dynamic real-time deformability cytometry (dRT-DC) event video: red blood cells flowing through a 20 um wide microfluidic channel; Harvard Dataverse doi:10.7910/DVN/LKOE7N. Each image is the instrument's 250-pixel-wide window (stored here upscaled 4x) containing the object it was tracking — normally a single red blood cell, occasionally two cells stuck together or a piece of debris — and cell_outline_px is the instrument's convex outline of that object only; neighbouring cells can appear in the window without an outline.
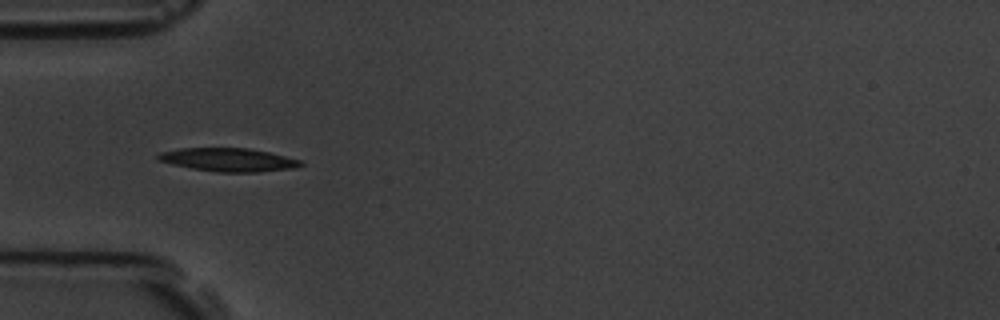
{"species": "common noctule bat (a hibernating species)", "species_latin": "Nyctalus noctula", "temperature_condition": "room temperature", "stored_images_in_passage": 6, "camera_frame_rate_fps": 3000, "um_per_image_px": 0.085, "animal": {"sex": "male", "body_mass_g": 19.5, "forearm_length_mm": 54.6}, "frame": {"image": 1, "passage_image": 2, "time_ms": 2.0, "image_size_px": [1000, 320], "cell_outline_px": [[304, 164], [292, 168], [256, 172], [216, 172], [192, 168], [172, 164], [156, 160], [156, 156], [160, 152], [180, 148], [248, 148], [268, 152], [304, 160]], "centroid_in_image_um": [19.41, 13.57], "position_along_channel_um": 65.6, "area_um2": 19.42}}
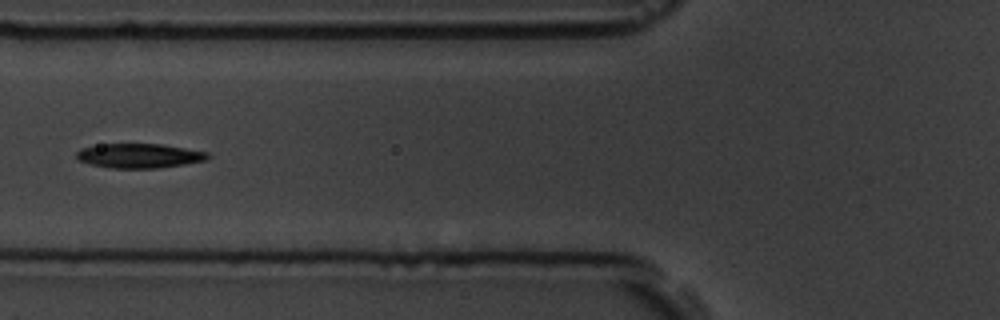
{"frame": {"image": 2, "passage_image": 3, "time_ms": 3.333, "image_size_px": [1000, 320], "cell_outline_px": [[212, 156], [208, 160], [184, 164], [156, 168], [108, 168], [92, 164], [80, 160], [76, 156], [76, 152], [80, 148], [100, 144], [160, 144], [208, 152]], "centroid_in_image_um": [11.86, 13.24], "position_along_channel_um": 113.9, "area_um2": 18.67}}
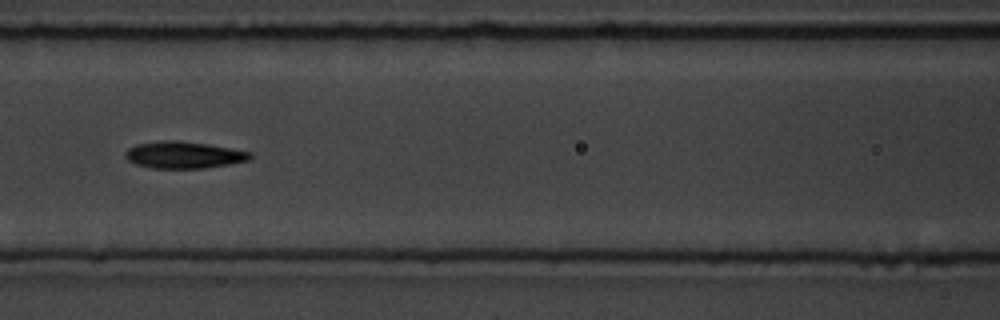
{"frame": {"image": 3, "passage_image": 4, "time_ms": 4.333, "image_size_px": [1000, 320], "cell_outline_px": [[252, 156], [248, 160], [228, 164], [204, 168], [152, 168], [136, 164], [128, 160], [124, 156], [124, 152], [128, 148], [136, 144], [164, 140], [180, 140], [208, 144], [252, 152]], "centroid_in_image_um": [15.59, 13.16], "position_along_channel_um": 151.0, "area_um2": 19.54}}